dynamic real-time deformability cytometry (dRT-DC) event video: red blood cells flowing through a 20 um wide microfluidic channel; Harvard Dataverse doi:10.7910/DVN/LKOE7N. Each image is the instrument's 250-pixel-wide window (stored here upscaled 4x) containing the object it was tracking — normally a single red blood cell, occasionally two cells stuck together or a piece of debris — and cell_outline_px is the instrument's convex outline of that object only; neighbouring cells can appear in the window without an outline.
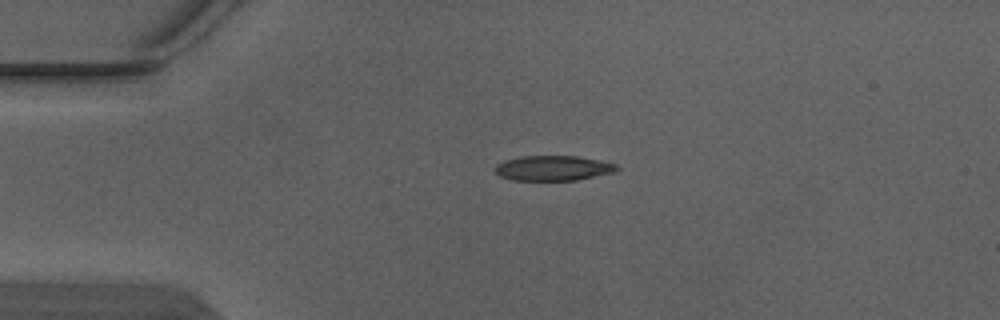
{"species": "Egyptian fruit bat (a non-hibernating species)", "species_latin": "Rousettus aegyptiacus", "temperature_condition": "warm", "stored_images_in_passage": 2, "camera_frame_rate_fps": 3000, "um_per_image_px": 0.085, "animal": {"sex": "male"}, "frame": {"image": 1, "passage_image": 1, "time_ms": 0.0, "image_size_px": [1000, 320], "cell_outline_px": [[620, 168], [612, 172], [576, 180], [512, 180], [500, 176], [492, 168], [496, 164], [504, 160], [520, 156], [576, 156], [616, 164]], "centroid_in_image_um": [46.94, 14.29], "position_along_channel_um": 38.1, "area_um2": 17.63}}